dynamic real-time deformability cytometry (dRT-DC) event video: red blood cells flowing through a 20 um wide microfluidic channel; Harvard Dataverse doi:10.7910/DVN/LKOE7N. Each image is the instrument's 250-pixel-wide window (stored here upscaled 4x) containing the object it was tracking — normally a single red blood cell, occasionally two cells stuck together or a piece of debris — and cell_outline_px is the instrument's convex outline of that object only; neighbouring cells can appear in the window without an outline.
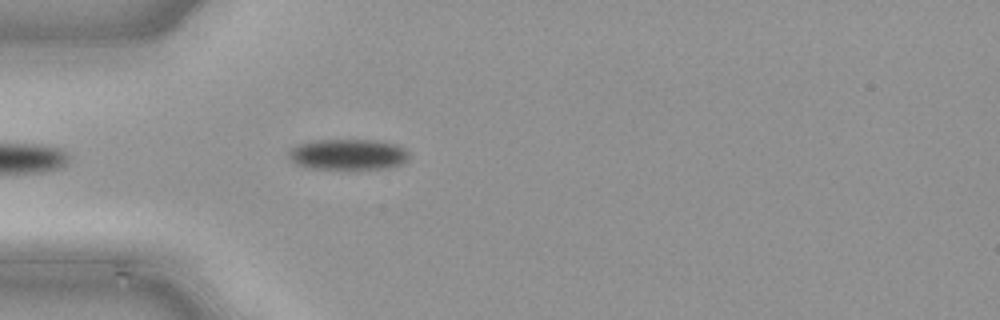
{"species": "common noctule bat (a hibernating species)", "species_latin": "Nyctalus noctula", "temperature_condition": "cold", "stored_images_in_passage": 7, "camera_frame_rate_fps": 3000, "um_per_image_px": 0.085, "animal": {"sex": "male", "body_mass_g": 21.5, "forearm_length_mm": 52.0}, "frame": {"image": 1, "passage_image": 3, "time_ms": 0.667, "image_size_px": [1000, 320], "cell_outline_px": [[408, 156], [400, 164], [388, 168], [312, 168], [296, 164], [288, 156], [288, 152], [296, 144], [316, 140], [372, 140], [400, 144], [408, 152]], "centroid_in_image_um": [29.57, 13.1], "position_along_channel_um": 55.4, "area_um2": 21.33}}